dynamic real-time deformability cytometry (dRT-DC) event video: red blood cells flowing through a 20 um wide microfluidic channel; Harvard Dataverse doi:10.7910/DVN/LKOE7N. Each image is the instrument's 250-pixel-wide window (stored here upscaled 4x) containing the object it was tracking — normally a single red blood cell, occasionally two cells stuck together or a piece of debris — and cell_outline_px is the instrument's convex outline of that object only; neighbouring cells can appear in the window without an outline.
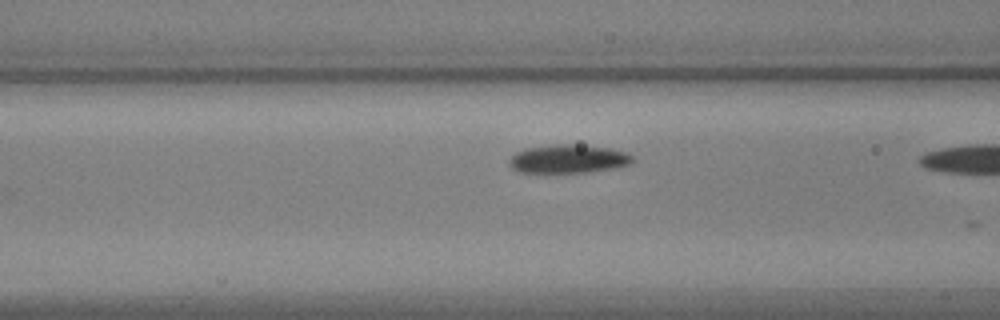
{"species": "common noctule bat (a hibernating species)", "species_latin": "Nyctalus noctula", "temperature_condition": "warm", "stored_images_in_passage": 4, "camera_frame_rate_fps": 3000, "um_per_image_px": 0.085, "animal": {"sex": "male", "body_mass_g": 17.9, "forearm_length_mm": 54.2}, "frame": {"image": 1, "passage_image": 3, "time_ms": 0.667, "image_size_px": [1000, 320], "cell_outline_px": [[632, 160], [628, 164], [612, 168], [588, 172], [520, 172], [512, 168], [508, 164], [508, 160], [516, 152], [524, 148], [556, 144], [572, 144], [612, 148], [628, 152], [632, 156]], "centroid_in_image_um": [48.27, 13.49], "position_along_channel_um": 118.3, "area_um2": 20.4}}